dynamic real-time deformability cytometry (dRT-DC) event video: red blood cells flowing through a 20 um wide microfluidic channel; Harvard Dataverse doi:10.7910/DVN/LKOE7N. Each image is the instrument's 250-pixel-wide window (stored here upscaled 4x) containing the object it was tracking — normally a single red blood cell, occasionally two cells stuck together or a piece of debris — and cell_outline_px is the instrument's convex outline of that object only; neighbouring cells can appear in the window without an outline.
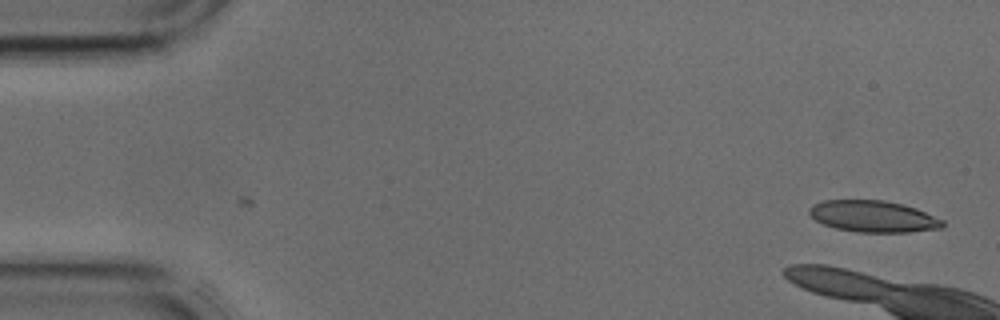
{"species": "common noctule bat (a hibernating species)", "species_latin": "Nyctalus noctula", "temperature_condition": "cold", "stored_images_in_passage": 7, "camera_frame_rate_fps": 3000, "um_per_image_px": 0.085, "animal": {"sex": "male", "body_mass_g": 17.9, "forearm_length_mm": 54.2}, "frame": {"image": 1, "passage_image": 1, "time_ms": 0.0, "image_size_px": [1000, 320], "cell_outline_px": [[944, 228], [908, 232], [856, 232], [836, 228], [824, 224], [816, 220], [808, 212], [808, 208], [812, 204], [824, 200], [884, 200], [904, 204], [916, 208], [944, 220]], "centroid_in_image_um": [74.24, 18.39], "position_along_channel_um": 10.8, "area_um2": 24.62}}